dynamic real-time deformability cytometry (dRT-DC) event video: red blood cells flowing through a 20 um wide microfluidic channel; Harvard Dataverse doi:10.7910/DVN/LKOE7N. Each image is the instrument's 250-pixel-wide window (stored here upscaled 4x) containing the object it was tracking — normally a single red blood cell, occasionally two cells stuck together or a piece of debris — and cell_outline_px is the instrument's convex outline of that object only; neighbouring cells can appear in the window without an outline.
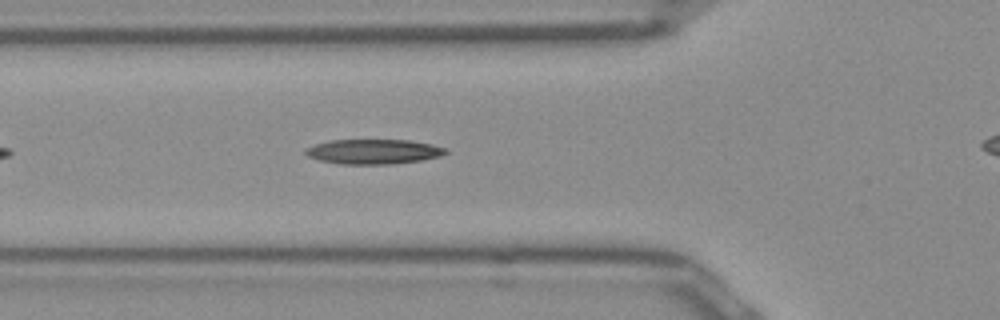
{"species": "Egyptian fruit bat (a non-hibernating species)", "species_latin": "Rousettus aegyptiacus", "temperature_condition": "room temperature", "stored_images_in_passage": 35, "camera_frame_rate_fps": 3000, "um_per_image_px": 0.085, "frame": {"image": 1, "passage_image": 8, "time_ms": 2.333, "image_size_px": [1000, 320], "cell_outline_px": [[448, 152], [440, 156], [420, 160], [388, 164], [340, 164], [320, 160], [308, 156], [304, 152], [308, 148], [316, 144], [332, 140], [408, 140], [432, 144], [444, 148]], "centroid_in_image_um": [31.75, 12.88], "position_along_channel_um": 94.1, "area_um2": 19.94}}
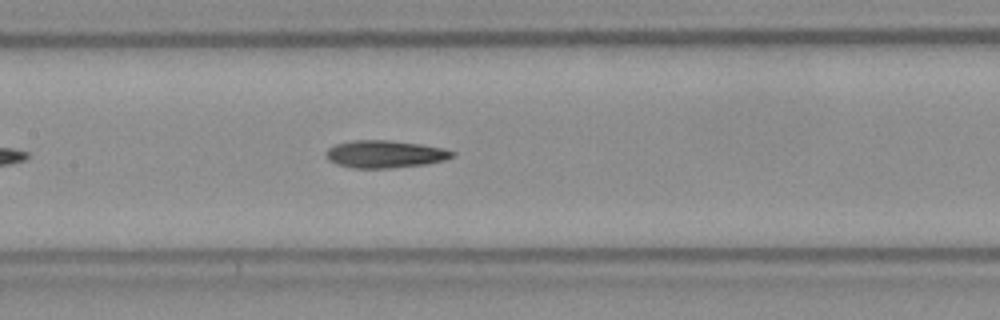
{"frame": {"image": 2, "passage_image": 14, "time_ms": 4.333, "image_size_px": [1000, 320], "cell_outline_px": [[456, 156], [444, 160], [424, 164], [392, 168], [352, 168], [336, 164], [328, 160], [328, 148], [336, 144], [352, 140], [388, 140], [420, 144], [444, 148], [456, 152]], "centroid_in_image_um": [32.75, 13.1], "position_along_channel_um": 174.6, "area_um2": 20.17}}
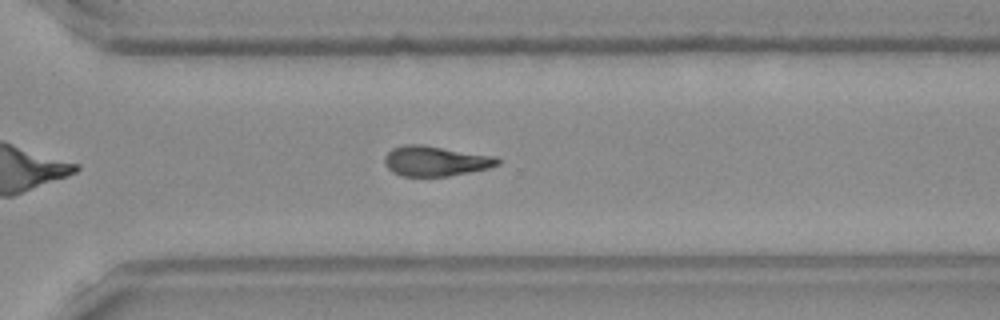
{"frame": {"image": 3, "passage_image": 26, "time_ms": 8.333, "image_size_px": [1000, 320], "cell_outline_px": [[500, 164], [488, 168], [448, 176], [404, 176], [392, 172], [384, 164], [384, 156], [392, 148], [404, 144], [420, 144], [496, 156], [500, 160]], "centroid_in_image_um": [37.0, 13.68], "position_along_channel_um": 333.6, "area_um2": 19.83}, "authors_computed_cell_mechanics": {"area_um2": 19.5942, "velocity_mm_per_s": 3.9891, "shape_relaxation_time_tau1_ms": 7.9486, "shape_relaxation_time_tau2_ms": null, "deformation_change_tau1": 0.2126, "deformation_change_tau2": null}}